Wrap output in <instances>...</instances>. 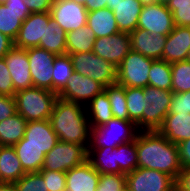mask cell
<instances>
[{
    "mask_svg": "<svg viewBox=\"0 0 190 191\" xmlns=\"http://www.w3.org/2000/svg\"><path fill=\"white\" fill-rule=\"evenodd\" d=\"M136 150L138 167L161 171L177 179L182 169L178 147L158 130L139 131Z\"/></svg>",
    "mask_w": 190,
    "mask_h": 191,
    "instance_id": "6da1fadb",
    "label": "cell"
},
{
    "mask_svg": "<svg viewBox=\"0 0 190 191\" xmlns=\"http://www.w3.org/2000/svg\"><path fill=\"white\" fill-rule=\"evenodd\" d=\"M49 120L59 141L80 144L88 150L91 125L85 105L58 97Z\"/></svg>",
    "mask_w": 190,
    "mask_h": 191,
    "instance_id": "7a4b0ae2",
    "label": "cell"
},
{
    "mask_svg": "<svg viewBox=\"0 0 190 191\" xmlns=\"http://www.w3.org/2000/svg\"><path fill=\"white\" fill-rule=\"evenodd\" d=\"M14 97L17 113L29 122L49 120L58 94L33 86L17 91Z\"/></svg>",
    "mask_w": 190,
    "mask_h": 191,
    "instance_id": "3957f363",
    "label": "cell"
},
{
    "mask_svg": "<svg viewBox=\"0 0 190 191\" xmlns=\"http://www.w3.org/2000/svg\"><path fill=\"white\" fill-rule=\"evenodd\" d=\"M138 132L132 121L113 117L104 125L91 127L88 149L116 148L120 144L134 141Z\"/></svg>",
    "mask_w": 190,
    "mask_h": 191,
    "instance_id": "277c9868",
    "label": "cell"
},
{
    "mask_svg": "<svg viewBox=\"0 0 190 191\" xmlns=\"http://www.w3.org/2000/svg\"><path fill=\"white\" fill-rule=\"evenodd\" d=\"M172 91L147 85L144 87L141 131L158 130L169 113Z\"/></svg>",
    "mask_w": 190,
    "mask_h": 191,
    "instance_id": "5b68a950",
    "label": "cell"
},
{
    "mask_svg": "<svg viewBox=\"0 0 190 191\" xmlns=\"http://www.w3.org/2000/svg\"><path fill=\"white\" fill-rule=\"evenodd\" d=\"M74 71L92 78L104 88L117 81V68L111 62L99 57L93 52L69 54Z\"/></svg>",
    "mask_w": 190,
    "mask_h": 191,
    "instance_id": "8992f818",
    "label": "cell"
},
{
    "mask_svg": "<svg viewBox=\"0 0 190 191\" xmlns=\"http://www.w3.org/2000/svg\"><path fill=\"white\" fill-rule=\"evenodd\" d=\"M88 150L80 144L58 143L44 157L41 170L60 171L68 170L83 164L87 160Z\"/></svg>",
    "mask_w": 190,
    "mask_h": 191,
    "instance_id": "52a82bcc",
    "label": "cell"
},
{
    "mask_svg": "<svg viewBox=\"0 0 190 191\" xmlns=\"http://www.w3.org/2000/svg\"><path fill=\"white\" fill-rule=\"evenodd\" d=\"M154 59L131 50L117 67V83L124 87L144 88Z\"/></svg>",
    "mask_w": 190,
    "mask_h": 191,
    "instance_id": "ba28073f",
    "label": "cell"
},
{
    "mask_svg": "<svg viewBox=\"0 0 190 191\" xmlns=\"http://www.w3.org/2000/svg\"><path fill=\"white\" fill-rule=\"evenodd\" d=\"M175 179L161 171L136 168L126 175V187L132 191H171Z\"/></svg>",
    "mask_w": 190,
    "mask_h": 191,
    "instance_id": "9c48e42d",
    "label": "cell"
},
{
    "mask_svg": "<svg viewBox=\"0 0 190 191\" xmlns=\"http://www.w3.org/2000/svg\"><path fill=\"white\" fill-rule=\"evenodd\" d=\"M50 15L54 23L67 33L87 24L88 11L73 0H54Z\"/></svg>",
    "mask_w": 190,
    "mask_h": 191,
    "instance_id": "30bf717a",
    "label": "cell"
},
{
    "mask_svg": "<svg viewBox=\"0 0 190 191\" xmlns=\"http://www.w3.org/2000/svg\"><path fill=\"white\" fill-rule=\"evenodd\" d=\"M26 50L33 86L53 92V61L56 54L39 47Z\"/></svg>",
    "mask_w": 190,
    "mask_h": 191,
    "instance_id": "8fae6325",
    "label": "cell"
},
{
    "mask_svg": "<svg viewBox=\"0 0 190 191\" xmlns=\"http://www.w3.org/2000/svg\"><path fill=\"white\" fill-rule=\"evenodd\" d=\"M175 27L172 12L161 3L142 7L137 28L167 36Z\"/></svg>",
    "mask_w": 190,
    "mask_h": 191,
    "instance_id": "7c38bea8",
    "label": "cell"
},
{
    "mask_svg": "<svg viewBox=\"0 0 190 191\" xmlns=\"http://www.w3.org/2000/svg\"><path fill=\"white\" fill-rule=\"evenodd\" d=\"M103 90L104 87L97 81L74 71L66 86L58 93V97L86 105Z\"/></svg>",
    "mask_w": 190,
    "mask_h": 191,
    "instance_id": "4fadbf2b",
    "label": "cell"
},
{
    "mask_svg": "<svg viewBox=\"0 0 190 191\" xmlns=\"http://www.w3.org/2000/svg\"><path fill=\"white\" fill-rule=\"evenodd\" d=\"M131 51V39L127 32H118L109 37L95 39L93 53L111 62L116 68Z\"/></svg>",
    "mask_w": 190,
    "mask_h": 191,
    "instance_id": "5bb4252c",
    "label": "cell"
},
{
    "mask_svg": "<svg viewBox=\"0 0 190 191\" xmlns=\"http://www.w3.org/2000/svg\"><path fill=\"white\" fill-rule=\"evenodd\" d=\"M51 20L50 12L31 13L14 40V46L23 49L39 46L40 40L44 39L45 25Z\"/></svg>",
    "mask_w": 190,
    "mask_h": 191,
    "instance_id": "9a60e30c",
    "label": "cell"
},
{
    "mask_svg": "<svg viewBox=\"0 0 190 191\" xmlns=\"http://www.w3.org/2000/svg\"><path fill=\"white\" fill-rule=\"evenodd\" d=\"M3 58L10 72L15 92L33 87L26 49L13 46Z\"/></svg>",
    "mask_w": 190,
    "mask_h": 191,
    "instance_id": "2e32d148",
    "label": "cell"
},
{
    "mask_svg": "<svg viewBox=\"0 0 190 191\" xmlns=\"http://www.w3.org/2000/svg\"><path fill=\"white\" fill-rule=\"evenodd\" d=\"M30 14L23 0H11L0 4V33L14 41L23 21Z\"/></svg>",
    "mask_w": 190,
    "mask_h": 191,
    "instance_id": "e0dca14e",
    "label": "cell"
},
{
    "mask_svg": "<svg viewBox=\"0 0 190 191\" xmlns=\"http://www.w3.org/2000/svg\"><path fill=\"white\" fill-rule=\"evenodd\" d=\"M59 141L50 120L29 121L26 124L23 146H34L47 154Z\"/></svg>",
    "mask_w": 190,
    "mask_h": 191,
    "instance_id": "ac0fdd59",
    "label": "cell"
},
{
    "mask_svg": "<svg viewBox=\"0 0 190 191\" xmlns=\"http://www.w3.org/2000/svg\"><path fill=\"white\" fill-rule=\"evenodd\" d=\"M189 49L190 27L175 25L174 29L167 35L162 60L170 64L186 61Z\"/></svg>",
    "mask_w": 190,
    "mask_h": 191,
    "instance_id": "d6986e66",
    "label": "cell"
},
{
    "mask_svg": "<svg viewBox=\"0 0 190 191\" xmlns=\"http://www.w3.org/2000/svg\"><path fill=\"white\" fill-rule=\"evenodd\" d=\"M129 35L131 50L154 60H162V52L167 36L155 35L140 28L135 29Z\"/></svg>",
    "mask_w": 190,
    "mask_h": 191,
    "instance_id": "ffe728a7",
    "label": "cell"
},
{
    "mask_svg": "<svg viewBox=\"0 0 190 191\" xmlns=\"http://www.w3.org/2000/svg\"><path fill=\"white\" fill-rule=\"evenodd\" d=\"M100 173L86 160L66 172V191H96Z\"/></svg>",
    "mask_w": 190,
    "mask_h": 191,
    "instance_id": "44dd1931",
    "label": "cell"
},
{
    "mask_svg": "<svg viewBox=\"0 0 190 191\" xmlns=\"http://www.w3.org/2000/svg\"><path fill=\"white\" fill-rule=\"evenodd\" d=\"M158 131L170 142L179 144L190 138V114L168 113Z\"/></svg>",
    "mask_w": 190,
    "mask_h": 191,
    "instance_id": "7402d4cb",
    "label": "cell"
},
{
    "mask_svg": "<svg viewBox=\"0 0 190 191\" xmlns=\"http://www.w3.org/2000/svg\"><path fill=\"white\" fill-rule=\"evenodd\" d=\"M142 7L138 0H122L114 6L113 14L120 32L131 33L137 29Z\"/></svg>",
    "mask_w": 190,
    "mask_h": 191,
    "instance_id": "603a6c76",
    "label": "cell"
},
{
    "mask_svg": "<svg viewBox=\"0 0 190 191\" xmlns=\"http://www.w3.org/2000/svg\"><path fill=\"white\" fill-rule=\"evenodd\" d=\"M96 38L109 37L119 31L113 11L108 7L88 12L87 24Z\"/></svg>",
    "mask_w": 190,
    "mask_h": 191,
    "instance_id": "cb8c5ba5",
    "label": "cell"
},
{
    "mask_svg": "<svg viewBox=\"0 0 190 191\" xmlns=\"http://www.w3.org/2000/svg\"><path fill=\"white\" fill-rule=\"evenodd\" d=\"M25 173L13 146H0V182L15 183Z\"/></svg>",
    "mask_w": 190,
    "mask_h": 191,
    "instance_id": "d4e9b609",
    "label": "cell"
},
{
    "mask_svg": "<svg viewBox=\"0 0 190 191\" xmlns=\"http://www.w3.org/2000/svg\"><path fill=\"white\" fill-rule=\"evenodd\" d=\"M87 160L100 174H120L117 148L88 149Z\"/></svg>",
    "mask_w": 190,
    "mask_h": 191,
    "instance_id": "484cf974",
    "label": "cell"
},
{
    "mask_svg": "<svg viewBox=\"0 0 190 191\" xmlns=\"http://www.w3.org/2000/svg\"><path fill=\"white\" fill-rule=\"evenodd\" d=\"M85 109L91 127L104 125L114 117L109 98L104 90L86 104Z\"/></svg>",
    "mask_w": 190,
    "mask_h": 191,
    "instance_id": "4316f807",
    "label": "cell"
},
{
    "mask_svg": "<svg viewBox=\"0 0 190 191\" xmlns=\"http://www.w3.org/2000/svg\"><path fill=\"white\" fill-rule=\"evenodd\" d=\"M27 121L15 113L0 122V146H13L17 144L25 133Z\"/></svg>",
    "mask_w": 190,
    "mask_h": 191,
    "instance_id": "83f0119b",
    "label": "cell"
},
{
    "mask_svg": "<svg viewBox=\"0 0 190 191\" xmlns=\"http://www.w3.org/2000/svg\"><path fill=\"white\" fill-rule=\"evenodd\" d=\"M96 36L87 26L77 30L67 32L66 35V54H75L79 52H92Z\"/></svg>",
    "mask_w": 190,
    "mask_h": 191,
    "instance_id": "f1b7e54d",
    "label": "cell"
},
{
    "mask_svg": "<svg viewBox=\"0 0 190 191\" xmlns=\"http://www.w3.org/2000/svg\"><path fill=\"white\" fill-rule=\"evenodd\" d=\"M67 33L51 19L45 25L44 39L40 40L39 48L45 49L56 55L66 54Z\"/></svg>",
    "mask_w": 190,
    "mask_h": 191,
    "instance_id": "f546056e",
    "label": "cell"
},
{
    "mask_svg": "<svg viewBox=\"0 0 190 191\" xmlns=\"http://www.w3.org/2000/svg\"><path fill=\"white\" fill-rule=\"evenodd\" d=\"M13 148L26 173L39 172L43 166L45 153L34 146H23V138Z\"/></svg>",
    "mask_w": 190,
    "mask_h": 191,
    "instance_id": "4dcf8cb0",
    "label": "cell"
},
{
    "mask_svg": "<svg viewBox=\"0 0 190 191\" xmlns=\"http://www.w3.org/2000/svg\"><path fill=\"white\" fill-rule=\"evenodd\" d=\"M74 72L69 54L56 55L53 61V92L59 93L67 84Z\"/></svg>",
    "mask_w": 190,
    "mask_h": 191,
    "instance_id": "1f68e13d",
    "label": "cell"
},
{
    "mask_svg": "<svg viewBox=\"0 0 190 191\" xmlns=\"http://www.w3.org/2000/svg\"><path fill=\"white\" fill-rule=\"evenodd\" d=\"M110 101L111 111L115 118L129 120V112L126 106L125 87L118 84H110L104 88Z\"/></svg>",
    "mask_w": 190,
    "mask_h": 191,
    "instance_id": "d6a6232c",
    "label": "cell"
},
{
    "mask_svg": "<svg viewBox=\"0 0 190 191\" xmlns=\"http://www.w3.org/2000/svg\"><path fill=\"white\" fill-rule=\"evenodd\" d=\"M148 85L163 90H171V64L164 60H154L149 72Z\"/></svg>",
    "mask_w": 190,
    "mask_h": 191,
    "instance_id": "836d02e7",
    "label": "cell"
},
{
    "mask_svg": "<svg viewBox=\"0 0 190 191\" xmlns=\"http://www.w3.org/2000/svg\"><path fill=\"white\" fill-rule=\"evenodd\" d=\"M126 106L132 121L141 131V117L143 115L144 88L125 87Z\"/></svg>",
    "mask_w": 190,
    "mask_h": 191,
    "instance_id": "e575fe53",
    "label": "cell"
},
{
    "mask_svg": "<svg viewBox=\"0 0 190 191\" xmlns=\"http://www.w3.org/2000/svg\"><path fill=\"white\" fill-rule=\"evenodd\" d=\"M117 148L118 165L120 174L127 175L138 168V158L136 150V138L132 142L120 144Z\"/></svg>",
    "mask_w": 190,
    "mask_h": 191,
    "instance_id": "d590c367",
    "label": "cell"
},
{
    "mask_svg": "<svg viewBox=\"0 0 190 191\" xmlns=\"http://www.w3.org/2000/svg\"><path fill=\"white\" fill-rule=\"evenodd\" d=\"M172 93H183L190 90V62L180 61L171 64Z\"/></svg>",
    "mask_w": 190,
    "mask_h": 191,
    "instance_id": "8d00e7d4",
    "label": "cell"
},
{
    "mask_svg": "<svg viewBox=\"0 0 190 191\" xmlns=\"http://www.w3.org/2000/svg\"><path fill=\"white\" fill-rule=\"evenodd\" d=\"M167 8L172 12L175 25L190 27V0H171Z\"/></svg>",
    "mask_w": 190,
    "mask_h": 191,
    "instance_id": "74e56055",
    "label": "cell"
},
{
    "mask_svg": "<svg viewBox=\"0 0 190 191\" xmlns=\"http://www.w3.org/2000/svg\"><path fill=\"white\" fill-rule=\"evenodd\" d=\"M39 172L25 173L15 182L18 191H48Z\"/></svg>",
    "mask_w": 190,
    "mask_h": 191,
    "instance_id": "f35d334b",
    "label": "cell"
},
{
    "mask_svg": "<svg viewBox=\"0 0 190 191\" xmlns=\"http://www.w3.org/2000/svg\"><path fill=\"white\" fill-rule=\"evenodd\" d=\"M125 187V174H100L96 191H123Z\"/></svg>",
    "mask_w": 190,
    "mask_h": 191,
    "instance_id": "ab89813d",
    "label": "cell"
},
{
    "mask_svg": "<svg viewBox=\"0 0 190 191\" xmlns=\"http://www.w3.org/2000/svg\"><path fill=\"white\" fill-rule=\"evenodd\" d=\"M48 191H66V173L60 171L40 170Z\"/></svg>",
    "mask_w": 190,
    "mask_h": 191,
    "instance_id": "60d3db41",
    "label": "cell"
},
{
    "mask_svg": "<svg viewBox=\"0 0 190 191\" xmlns=\"http://www.w3.org/2000/svg\"><path fill=\"white\" fill-rule=\"evenodd\" d=\"M169 113L190 114V90L183 93H172Z\"/></svg>",
    "mask_w": 190,
    "mask_h": 191,
    "instance_id": "b9f144b4",
    "label": "cell"
},
{
    "mask_svg": "<svg viewBox=\"0 0 190 191\" xmlns=\"http://www.w3.org/2000/svg\"><path fill=\"white\" fill-rule=\"evenodd\" d=\"M14 85L4 58L0 59V95L15 96Z\"/></svg>",
    "mask_w": 190,
    "mask_h": 191,
    "instance_id": "7bdbcfd3",
    "label": "cell"
},
{
    "mask_svg": "<svg viewBox=\"0 0 190 191\" xmlns=\"http://www.w3.org/2000/svg\"><path fill=\"white\" fill-rule=\"evenodd\" d=\"M17 113L14 96L0 95V122Z\"/></svg>",
    "mask_w": 190,
    "mask_h": 191,
    "instance_id": "ee69618b",
    "label": "cell"
},
{
    "mask_svg": "<svg viewBox=\"0 0 190 191\" xmlns=\"http://www.w3.org/2000/svg\"><path fill=\"white\" fill-rule=\"evenodd\" d=\"M31 13L50 12L54 0H23Z\"/></svg>",
    "mask_w": 190,
    "mask_h": 191,
    "instance_id": "f6af8a7d",
    "label": "cell"
},
{
    "mask_svg": "<svg viewBox=\"0 0 190 191\" xmlns=\"http://www.w3.org/2000/svg\"><path fill=\"white\" fill-rule=\"evenodd\" d=\"M182 168L190 167V138L177 144Z\"/></svg>",
    "mask_w": 190,
    "mask_h": 191,
    "instance_id": "bcb514c9",
    "label": "cell"
},
{
    "mask_svg": "<svg viewBox=\"0 0 190 191\" xmlns=\"http://www.w3.org/2000/svg\"><path fill=\"white\" fill-rule=\"evenodd\" d=\"M175 182L182 191H190V167L182 168Z\"/></svg>",
    "mask_w": 190,
    "mask_h": 191,
    "instance_id": "7dc6e473",
    "label": "cell"
},
{
    "mask_svg": "<svg viewBox=\"0 0 190 191\" xmlns=\"http://www.w3.org/2000/svg\"><path fill=\"white\" fill-rule=\"evenodd\" d=\"M85 6L88 12L107 7V0H73Z\"/></svg>",
    "mask_w": 190,
    "mask_h": 191,
    "instance_id": "c3c4849f",
    "label": "cell"
},
{
    "mask_svg": "<svg viewBox=\"0 0 190 191\" xmlns=\"http://www.w3.org/2000/svg\"><path fill=\"white\" fill-rule=\"evenodd\" d=\"M14 46V41L6 35L0 33V59H2Z\"/></svg>",
    "mask_w": 190,
    "mask_h": 191,
    "instance_id": "681fc988",
    "label": "cell"
},
{
    "mask_svg": "<svg viewBox=\"0 0 190 191\" xmlns=\"http://www.w3.org/2000/svg\"><path fill=\"white\" fill-rule=\"evenodd\" d=\"M0 191H18L15 183H0Z\"/></svg>",
    "mask_w": 190,
    "mask_h": 191,
    "instance_id": "f907efd6",
    "label": "cell"
},
{
    "mask_svg": "<svg viewBox=\"0 0 190 191\" xmlns=\"http://www.w3.org/2000/svg\"><path fill=\"white\" fill-rule=\"evenodd\" d=\"M119 2H122V0H107V7L113 11L114 6H116Z\"/></svg>",
    "mask_w": 190,
    "mask_h": 191,
    "instance_id": "816d5d0a",
    "label": "cell"
},
{
    "mask_svg": "<svg viewBox=\"0 0 190 191\" xmlns=\"http://www.w3.org/2000/svg\"><path fill=\"white\" fill-rule=\"evenodd\" d=\"M143 6L158 4L159 0H138Z\"/></svg>",
    "mask_w": 190,
    "mask_h": 191,
    "instance_id": "f5cc1de1",
    "label": "cell"
},
{
    "mask_svg": "<svg viewBox=\"0 0 190 191\" xmlns=\"http://www.w3.org/2000/svg\"><path fill=\"white\" fill-rule=\"evenodd\" d=\"M171 0H159V3L163 4V5H168L170 3Z\"/></svg>",
    "mask_w": 190,
    "mask_h": 191,
    "instance_id": "db71d44e",
    "label": "cell"
},
{
    "mask_svg": "<svg viewBox=\"0 0 190 191\" xmlns=\"http://www.w3.org/2000/svg\"><path fill=\"white\" fill-rule=\"evenodd\" d=\"M171 191H182V190L175 185V186L171 189Z\"/></svg>",
    "mask_w": 190,
    "mask_h": 191,
    "instance_id": "11a10c76",
    "label": "cell"
},
{
    "mask_svg": "<svg viewBox=\"0 0 190 191\" xmlns=\"http://www.w3.org/2000/svg\"><path fill=\"white\" fill-rule=\"evenodd\" d=\"M8 1H11V0H0V4H5V3H7Z\"/></svg>",
    "mask_w": 190,
    "mask_h": 191,
    "instance_id": "9f6ffc18",
    "label": "cell"
},
{
    "mask_svg": "<svg viewBox=\"0 0 190 191\" xmlns=\"http://www.w3.org/2000/svg\"><path fill=\"white\" fill-rule=\"evenodd\" d=\"M187 61H189V62H190V49H189V51H188Z\"/></svg>",
    "mask_w": 190,
    "mask_h": 191,
    "instance_id": "6f0895ef",
    "label": "cell"
},
{
    "mask_svg": "<svg viewBox=\"0 0 190 191\" xmlns=\"http://www.w3.org/2000/svg\"><path fill=\"white\" fill-rule=\"evenodd\" d=\"M123 191H132V190H130L128 187H125V188L123 189Z\"/></svg>",
    "mask_w": 190,
    "mask_h": 191,
    "instance_id": "680465c9",
    "label": "cell"
}]
</instances>
